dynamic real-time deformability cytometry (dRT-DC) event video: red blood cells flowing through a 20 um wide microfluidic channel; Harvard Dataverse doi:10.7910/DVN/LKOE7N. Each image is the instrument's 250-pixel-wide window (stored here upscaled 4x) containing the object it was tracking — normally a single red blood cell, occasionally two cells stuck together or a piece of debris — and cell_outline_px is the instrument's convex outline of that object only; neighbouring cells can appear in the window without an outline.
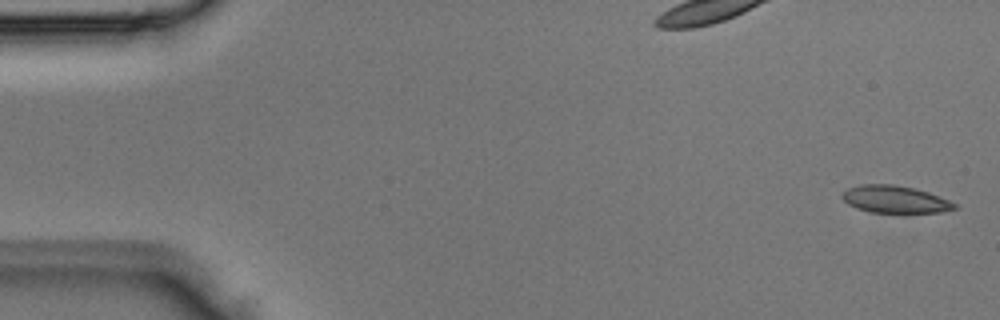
{"species": "Egyptian fruit bat (a non-hibernating species)", "species_latin": "Rousettus aegyptiacus", "temperature_condition": "room temperature", "stored_images_in_passage": 4, "camera_frame_rate_fps": 3000, "um_per_image_px": 0.085, "animal": {"sex": "male"}, "frame": {"image": 1, "passage_image": 1, "time_ms": 0.0, "image_size_px": [1000, 320], "cell_outline_px": [[956, 208], [940, 212], [872, 212], [856, 208], [848, 204], [840, 196], [848, 188], [860, 184], [896, 184], [916, 188], [928, 192], [948, 200], [956, 204]], "centroid_in_image_um": [76.04, 16.92], "position_along_channel_um": 9.0, "area_um2": 17.74}}